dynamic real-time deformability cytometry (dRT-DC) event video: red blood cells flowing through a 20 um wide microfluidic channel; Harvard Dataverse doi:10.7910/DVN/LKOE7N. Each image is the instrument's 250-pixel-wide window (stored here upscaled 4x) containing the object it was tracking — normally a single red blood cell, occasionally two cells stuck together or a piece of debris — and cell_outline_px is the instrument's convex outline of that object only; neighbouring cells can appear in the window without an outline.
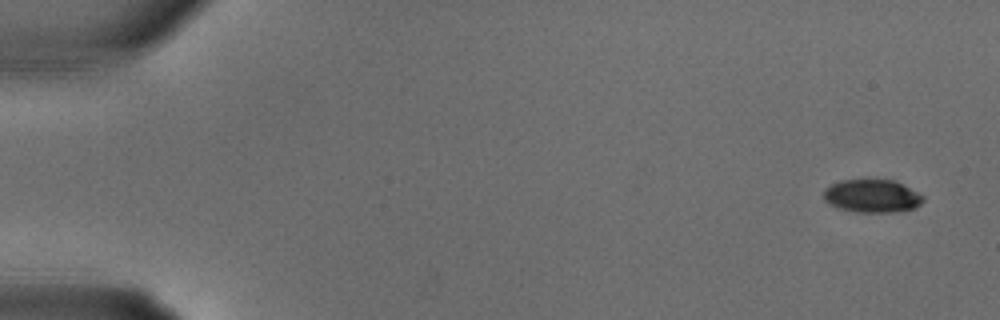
{"species": "common noctule bat (a hibernating species)", "species_latin": "Nyctalus noctula", "temperature_condition": "warm", "stored_images_in_passage": 13, "camera_frame_rate_fps": 3000, "um_per_image_px": 0.085, "animal": {"sex": "male", "body_mass_g": 18.8}, "frame": {"image": 1, "passage_image": 1, "time_ms": 0.0, "image_size_px": [1000, 320], "cell_outline_px": [[924, 200], [916, 208], [896, 212], [856, 212], [836, 208], [824, 200], [824, 188], [840, 180], [896, 180], [924, 196]], "centroid_in_image_um": [74.13, 16.67], "position_along_channel_um": 10.9, "area_um2": 19.31}}
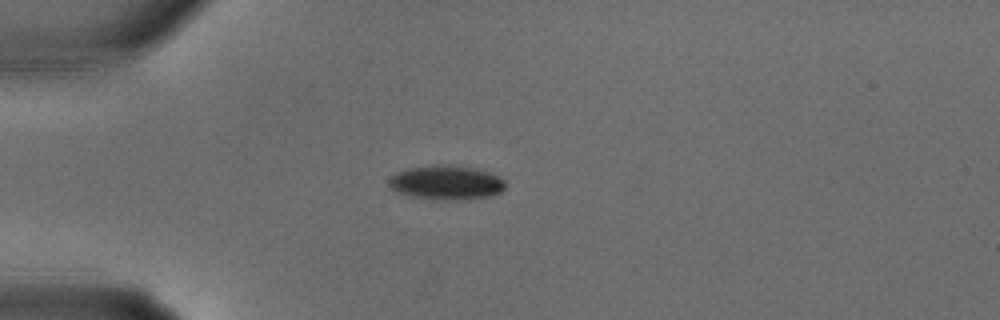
{"frame": {"image": 2, "passage_image": 8, "time_ms": 2.333, "image_size_px": [1000, 320], "cell_outline_px": [[504, 188], [500, 192], [492, 196], [448, 200], [412, 196], [396, 192], [388, 184], [388, 180], [396, 172], [408, 168], [432, 164], [448, 164], [480, 168], [500, 176], [504, 180]], "centroid_in_image_um": [37.95, 15.48], "position_along_channel_um": 47.1, "area_um2": 23.41}}
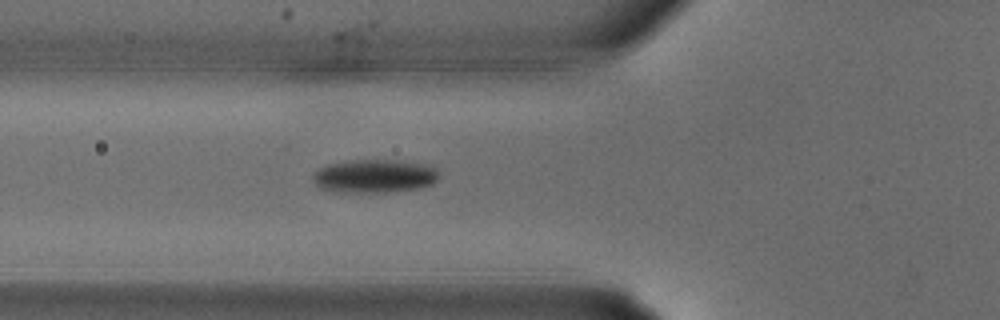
{"frame": {"image": 3, "passage_image": 11, "time_ms": 3.333, "image_size_px": [1000, 320], "cell_outline_px": [[440, 176], [432, 184], [420, 188], [384, 192], [348, 192], [320, 188], [312, 180], [312, 172], [324, 164], [348, 160], [396, 160], [428, 164], [436, 168], [440, 172]], "centroid_in_image_um": [31.83, 14.94], "position_along_channel_um": 94.0, "area_um2": 24.85}}